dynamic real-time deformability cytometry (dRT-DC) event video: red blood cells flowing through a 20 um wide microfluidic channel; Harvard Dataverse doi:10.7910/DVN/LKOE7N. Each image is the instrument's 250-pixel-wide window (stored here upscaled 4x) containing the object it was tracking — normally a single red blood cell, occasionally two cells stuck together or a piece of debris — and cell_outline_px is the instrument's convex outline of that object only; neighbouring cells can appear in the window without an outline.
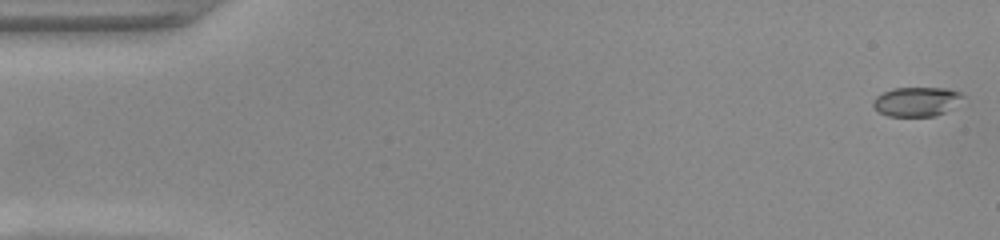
{"species": "common noctule bat (a hibernating species)", "species_latin": "Nyctalus noctula", "temperature_condition": "warm", "stored_images_in_passage": 49, "camera_frame_rate_fps": 3000, "um_per_image_px": 0.085, "animal": {"sex": "female", "body_mass_g": 22.0, "forearm_length_mm": 56.7}, "frame": {"image": 1, "passage_image": 1, "time_ms": 0.0, "image_size_px": [1000, 240], "cell_outline_px": [[964, 96], [944, 112], [936, 116], [888, 116], [880, 112], [872, 104], [872, 100], [876, 96], [892, 88], [948, 88], [960, 92]], "centroid_in_image_um": [77.86, 8.63], "position_along_channel_um": 7.1, "area_um2": 15.09}}
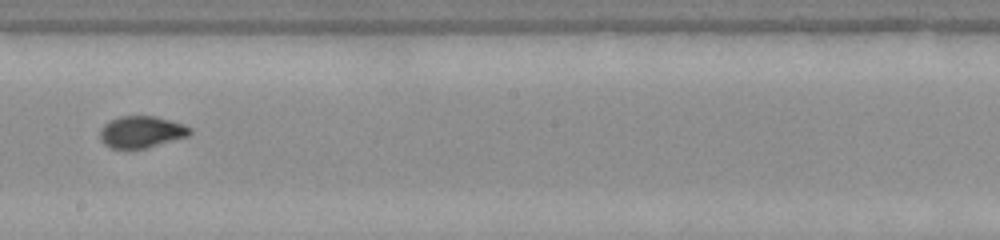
{"frame": {"image": 2, "passage_image": 28, "time_ms": 9.0, "image_size_px": [1000, 240], "cell_outline_px": [[192, 132], [188, 136], [144, 148], [128, 152], [108, 148], [100, 140], [100, 128], [104, 124], [120, 116], [152, 116], [184, 124], [192, 128]], "centroid_in_image_um": [11.96, 11.26], "position_along_channel_um": 236.2, "area_um2": 16.99}}
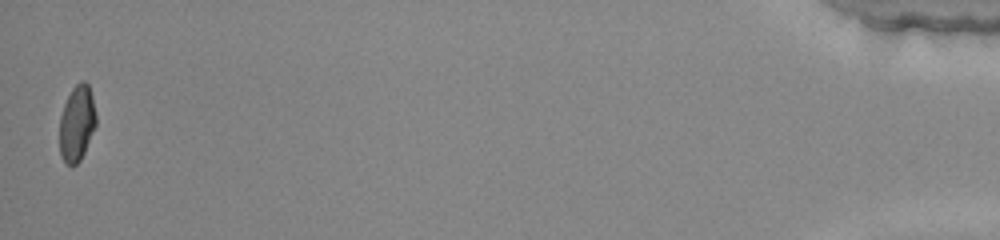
{"frame": {"image": 3, "passage_image": 49, "time_ms": 16.0, "image_size_px": [1000, 240], "cell_outline_px": [[96, 124], [84, 152], [80, 160], [76, 164], [68, 164], [60, 156], [60, 116], [64, 104], [72, 88], [80, 80], [84, 80], [88, 84], [92, 96], [96, 112]], "centroid_in_image_um": [6.54, 10.44], "position_along_channel_um": 428.7, "area_um2": 16.01}, "authors_computed_cell_mechanics": {"area_um2": 16.473, "velocity_mm_per_s": 4.1489, "shape_relaxation_time_tau1_ms": 3.623, "shape_relaxation_time_tau2_ms": null, "deformation_change_tau1": 0.1888, "deformation_change_tau2": null}}